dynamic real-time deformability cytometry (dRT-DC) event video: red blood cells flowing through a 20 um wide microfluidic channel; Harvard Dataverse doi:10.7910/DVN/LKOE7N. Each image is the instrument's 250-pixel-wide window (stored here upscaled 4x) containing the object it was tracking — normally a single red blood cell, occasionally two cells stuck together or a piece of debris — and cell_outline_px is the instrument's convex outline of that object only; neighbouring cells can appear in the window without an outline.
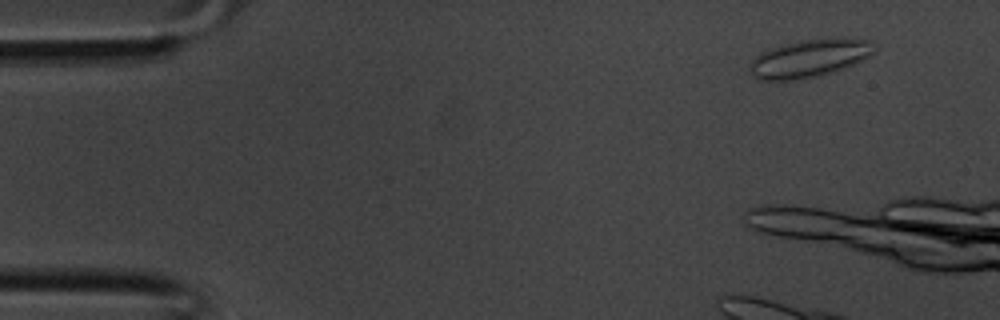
{"species": "common noctule bat (a hibernating species)", "species_latin": "Nyctalus noctula", "temperature_condition": "room temperature", "stored_images_in_passage": 8, "camera_frame_rate_fps": 3000, "um_per_image_px": 0.085, "animal": {"sex": "male", "body_mass_g": 20.1, "forearm_length_mm": 53.5}, "frame": {"image": 1, "passage_image": 2, "time_ms": 0.333, "image_size_px": [1000, 320], "cell_outline_px": [[876, 52], [864, 60], [844, 68], [832, 72], [816, 76], [796, 80], [760, 80], [752, 76], [748, 68], [752, 60], [760, 52], [784, 44], [800, 40], [844, 36], [872, 40]], "centroid_in_image_um": [68.85, 4.93], "position_along_channel_um": 16.1, "area_um2": 28.03}}